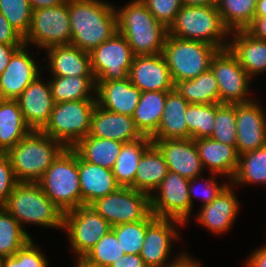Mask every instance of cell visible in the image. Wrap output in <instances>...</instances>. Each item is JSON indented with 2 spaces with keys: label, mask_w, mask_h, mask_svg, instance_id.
I'll return each instance as SVG.
<instances>
[{
  "label": "cell",
  "mask_w": 266,
  "mask_h": 267,
  "mask_svg": "<svg viewBox=\"0 0 266 267\" xmlns=\"http://www.w3.org/2000/svg\"><path fill=\"white\" fill-rule=\"evenodd\" d=\"M79 181L82 205H91L120 188L113 171L83 160L78 155Z\"/></svg>",
  "instance_id": "obj_27"
},
{
  "label": "cell",
  "mask_w": 266,
  "mask_h": 267,
  "mask_svg": "<svg viewBox=\"0 0 266 267\" xmlns=\"http://www.w3.org/2000/svg\"><path fill=\"white\" fill-rule=\"evenodd\" d=\"M200 160L209 174L227 177L231 182L239 165V154L236 146L224 144L209 138L194 139Z\"/></svg>",
  "instance_id": "obj_23"
},
{
  "label": "cell",
  "mask_w": 266,
  "mask_h": 267,
  "mask_svg": "<svg viewBox=\"0 0 266 267\" xmlns=\"http://www.w3.org/2000/svg\"><path fill=\"white\" fill-rule=\"evenodd\" d=\"M218 12L231 31L245 30L255 17L257 0H217Z\"/></svg>",
  "instance_id": "obj_37"
},
{
  "label": "cell",
  "mask_w": 266,
  "mask_h": 267,
  "mask_svg": "<svg viewBox=\"0 0 266 267\" xmlns=\"http://www.w3.org/2000/svg\"><path fill=\"white\" fill-rule=\"evenodd\" d=\"M123 143L87 135L72 149L85 161L110 169L114 168Z\"/></svg>",
  "instance_id": "obj_34"
},
{
  "label": "cell",
  "mask_w": 266,
  "mask_h": 267,
  "mask_svg": "<svg viewBox=\"0 0 266 267\" xmlns=\"http://www.w3.org/2000/svg\"><path fill=\"white\" fill-rule=\"evenodd\" d=\"M23 39L25 45H35L43 50L71 44L68 0L55 7L33 10L30 27Z\"/></svg>",
  "instance_id": "obj_9"
},
{
  "label": "cell",
  "mask_w": 266,
  "mask_h": 267,
  "mask_svg": "<svg viewBox=\"0 0 266 267\" xmlns=\"http://www.w3.org/2000/svg\"><path fill=\"white\" fill-rule=\"evenodd\" d=\"M0 44L23 46V36L8 22L0 12Z\"/></svg>",
  "instance_id": "obj_48"
},
{
  "label": "cell",
  "mask_w": 266,
  "mask_h": 267,
  "mask_svg": "<svg viewBox=\"0 0 266 267\" xmlns=\"http://www.w3.org/2000/svg\"><path fill=\"white\" fill-rule=\"evenodd\" d=\"M96 103L102 109L132 117L141 91L129 77L123 80L95 82Z\"/></svg>",
  "instance_id": "obj_22"
},
{
  "label": "cell",
  "mask_w": 266,
  "mask_h": 267,
  "mask_svg": "<svg viewBox=\"0 0 266 267\" xmlns=\"http://www.w3.org/2000/svg\"><path fill=\"white\" fill-rule=\"evenodd\" d=\"M168 35L201 41L223 50L228 47L230 30L224 25L217 5H183L168 28Z\"/></svg>",
  "instance_id": "obj_5"
},
{
  "label": "cell",
  "mask_w": 266,
  "mask_h": 267,
  "mask_svg": "<svg viewBox=\"0 0 266 267\" xmlns=\"http://www.w3.org/2000/svg\"><path fill=\"white\" fill-rule=\"evenodd\" d=\"M18 181L7 153L0 156V207H4Z\"/></svg>",
  "instance_id": "obj_47"
},
{
  "label": "cell",
  "mask_w": 266,
  "mask_h": 267,
  "mask_svg": "<svg viewBox=\"0 0 266 267\" xmlns=\"http://www.w3.org/2000/svg\"><path fill=\"white\" fill-rule=\"evenodd\" d=\"M5 152L0 147V156L3 155Z\"/></svg>",
  "instance_id": "obj_59"
},
{
  "label": "cell",
  "mask_w": 266,
  "mask_h": 267,
  "mask_svg": "<svg viewBox=\"0 0 266 267\" xmlns=\"http://www.w3.org/2000/svg\"><path fill=\"white\" fill-rule=\"evenodd\" d=\"M32 10L55 7L66 0H28Z\"/></svg>",
  "instance_id": "obj_54"
},
{
  "label": "cell",
  "mask_w": 266,
  "mask_h": 267,
  "mask_svg": "<svg viewBox=\"0 0 266 267\" xmlns=\"http://www.w3.org/2000/svg\"><path fill=\"white\" fill-rule=\"evenodd\" d=\"M128 77L141 92L174 89L163 54L134 56Z\"/></svg>",
  "instance_id": "obj_20"
},
{
  "label": "cell",
  "mask_w": 266,
  "mask_h": 267,
  "mask_svg": "<svg viewBox=\"0 0 266 267\" xmlns=\"http://www.w3.org/2000/svg\"><path fill=\"white\" fill-rule=\"evenodd\" d=\"M189 103L175 90L168 92L157 131L151 139H188L186 110Z\"/></svg>",
  "instance_id": "obj_28"
},
{
  "label": "cell",
  "mask_w": 266,
  "mask_h": 267,
  "mask_svg": "<svg viewBox=\"0 0 266 267\" xmlns=\"http://www.w3.org/2000/svg\"><path fill=\"white\" fill-rule=\"evenodd\" d=\"M189 180L168 171L160 186L151 194V213L156 218L176 219L186 225L191 218Z\"/></svg>",
  "instance_id": "obj_14"
},
{
  "label": "cell",
  "mask_w": 266,
  "mask_h": 267,
  "mask_svg": "<svg viewBox=\"0 0 266 267\" xmlns=\"http://www.w3.org/2000/svg\"><path fill=\"white\" fill-rule=\"evenodd\" d=\"M30 237L21 225L4 208L0 207V256H13L23 248Z\"/></svg>",
  "instance_id": "obj_38"
},
{
  "label": "cell",
  "mask_w": 266,
  "mask_h": 267,
  "mask_svg": "<svg viewBox=\"0 0 266 267\" xmlns=\"http://www.w3.org/2000/svg\"><path fill=\"white\" fill-rule=\"evenodd\" d=\"M218 175L216 174H211V176H208L206 179L205 177L202 176H199V177H196V178H193L191 180H189V197H190V203H191V211L193 209V201H194V198L195 196H198L200 195V193L198 192V189L196 187V185H198L197 183H200L198 182L199 180L201 181H205V182H202V186L199 188L201 190V195L202 197H200L203 201L202 205H206V204H210L212 201H214L216 199V197L220 194V192H222V190L230 183V182H223V184H218L216 181V177ZM200 178H203V179H200ZM204 185V187H203ZM199 186V185H198ZM198 193V194H197ZM203 193V194H202ZM194 196V197H193Z\"/></svg>",
  "instance_id": "obj_45"
},
{
  "label": "cell",
  "mask_w": 266,
  "mask_h": 267,
  "mask_svg": "<svg viewBox=\"0 0 266 267\" xmlns=\"http://www.w3.org/2000/svg\"><path fill=\"white\" fill-rule=\"evenodd\" d=\"M218 49L201 41L184 40L167 35L162 54L173 83L196 78L210 68Z\"/></svg>",
  "instance_id": "obj_8"
},
{
  "label": "cell",
  "mask_w": 266,
  "mask_h": 267,
  "mask_svg": "<svg viewBox=\"0 0 266 267\" xmlns=\"http://www.w3.org/2000/svg\"><path fill=\"white\" fill-rule=\"evenodd\" d=\"M233 184L230 182L214 201L200 206V211L195 217L198 223L212 234H224L228 232L240 213V202L235 194Z\"/></svg>",
  "instance_id": "obj_21"
},
{
  "label": "cell",
  "mask_w": 266,
  "mask_h": 267,
  "mask_svg": "<svg viewBox=\"0 0 266 267\" xmlns=\"http://www.w3.org/2000/svg\"><path fill=\"white\" fill-rule=\"evenodd\" d=\"M38 75L32 83L16 99L27 125L36 131H41L48 123L55 102L52 98L49 81Z\"/></svg>",
  "instance_id": "obj_19"
},
{
  "label": "cell",
  "mask_w": 266,
  "mask_h": 267,
  "mask_svg": "<svg viewBox=\"0 0 266 267\" xmlns=\"http://www.w3.org/2000/svg\"><path fill=\"white\" fill-rule=\"evenodd\" d=\"M149 12L167 29L183 6L182 0H141Z\"/></svg>",
  "instance_id": "obj_46"
},
{
  "label": "cell",
  "mask_w": 266,
  "mask_h": 267,
  "mask_svg": "<svg viewBox=\"0 0 266 267\" xmlns=\"http://www.w3.org/2000/svg\"><path fill=\"white\" fill-rule=\"evenodd\" d=\"M51 77L48 80L55 104L65 101L96 99L94 76Z\"/></svg>",
  "instance_id": "obj_35"
},
{
  "label": "cell",
  "mask_w": 266,
  "mask_h": 267,
  "mask_svg": "<svg viewBox=\"0 0 266 267\" xmlns=\"http://www.w3.org/2000/svg\"><path fill=\"white\" fill-rule=\"evenodd\" d=\"M166 161L168 171L191 180L202 176L204 167L194 139H151Z\"/></svg>",
  "instance_id": "obj_18"
},
{
  "label": "cell",
  "mask_w": 266,
  "mask_h": 267,
  "mask_svg": "<svg viewBox=\"0 0 266 267\" xmlns=\"http://www.w3.org/2000/svg\"><path fill=\"white\" fill-rule=\"evenodd\" d=\"M0 12L23 37L27 34L33 12L28 0H0Z\"/></svg>",
  "instance_id": "obj_43"
},
{
  "label": "cell",
  "mask_w": 266,
  "mask_h": 267,
  "mask_svg": "<svg viewBox=\"0 0 266 267\" xmlns=\"http://www.w3.org/2000/svg\"><path fill=\"white\" fill-rule=\"evenodd\" d=\"M65 149L56 139L32 130L7 154L18 182H38Z\"/></svg>",
  "instance_id": "obj_4"
},
{
  "label": "cell",
  "mask_w": 266,
  "mask_h": 267,
  "mask_svg": "<svg viewBox=\"0 0 266 267\" xmlns=\"http://www.w3.org/2000/svg\"><path fill=\"white\" fill-rule=\"evenodd\" d=\"M255 17H266V0H257Z\"/></svg>",
  "instance_id": "obj_56"
},
{
  "label": "cell",
  "mask_w": 266,
  "mask_h": 267,
  "mask_svg": "<svg viewBox=\"0 0 266 267\" xmlns=\"http://www.w3.org/2000/svg\"><path fill=\"white\" fill-rule=\"evenodd\" d=\"M231 183L233 186L253 183L266 186V146L239 155L238 169Z\"/></svg>",
  "instance_id": "obj_36"
},
{
  "label": "cell",
  "mask_w": 266,
  "mask_h": 267,
  "mask_svg": "<svg viewBox=\"0 0 266 267\" xmlns=\"http://www.w3.org/2000/svg\"><path fill=\"white\" fill-rule=\"evenodd\" d=\"M32 129L24 120L16 99H0V147L7 153Z\"/></svg>",
  "instance_id": "obj_30"
},
{
  "label": "cell",
  "mask_w": 266,
  "mask_h": 267,
  "mask_svg": "<svg viewBox=\"0 0 266 267\" xmlns=\"http://www.w3.org/2000/svg\"><path fill=\"white\" fill-rule=\"evenodd\" d=\"M76 267H99L92 264H89L86 260L83 258H76Z\"/></svg>",
  "instance_id": "obj_57"
},
{
  "label": "cell",
  "mask_w": 266,
  "mask_h": 267,
  "mask_svg": "<svg viewBox=\"0 0 266 267\" xmlns=\"http://www.w3.org/2000/svg\"><path fill=\"white\" fill-rule=\"evenodd\" d=\"M245 30L256 39L266 40V17H254Z\"/></svg>",
  "instance_id": "obj_50"
},
{
  "label": "cell",
  "mask_w": 266,
  "mask_h": 267,
  "mask_svg": "<svg viewBox=\"0 0 266 267\" xmlns=\"http://www.w3.org/2000/svg\"><path fill=\"white\" fill-rule=\"evenodd\" d=\"M174 89L189 104L220 103L218 83L210 68L196 78L176 82Z\"/></svg>",
  "instance_id": "obj_33"
},
{
  "label": "cell",
  "mask_w": 266,
  "mask_h": 267,
  "mask_svg": "<svg viewBox=\"0 0 266 267\" xmlns=\"http://www.w3.org/2000/svg\"><path fill=\"white\" fill-rule=\"evenodd\" d=\"M169 91L141 92L132 118L142 135L151 137L158 129Z\"/></svg>",
  "instance_id": "obj_32"
},
{
  "label": "cell",
  "mask_w": 266,
  "mask_h": 267,
  "mask_svg": "<svg viewBox=\"0 0 266 267\" xmlns=\"http://www.w3.org/2000/svg\"><path fill=\"white\" fill-rule=\"evenodd\" d=\"M90 206L112 227L144 220L151 213L150 195L125 187L97 199Z\"/></svg>",
  "instance_id": "obj_11"
},
{
  "label": "cell",
  "mask_w": 266,
  "mask_h": 267,
  "mask_svg": "<svg viewBox=\"0 0 266 267\" xmlns=\"http://www.w3.org/2000/svg\"><path fill=\"white\" fill-rule=\"evenodd\" d=\"M236 104H215V124L211 139L236 146Z\"/></svg>",
  "instance_id": "obj_41"
},
{
  "label": "cell",
  "mask_w": 266,
  "mask_h": 267,
  "mask_svg": "<svg viewBox=\"0 0 266 267\" xmlns=\"http://www.w3.org/2000/svg\"><path fill=\"white\" fill-rule=\"evenodd\" d=\"M22 46L0 44V75L9 64L12 55Z\"/></svg>",
  "instance_id": "obj_52"
},
{
  "label": "cell",
  "mask_w": 266,
  "mask_h": 267,
  "mask_svg": "<svg viewBox=\"0 0 266 267\" xmlns=\"http://www.w3.org/2000/svg\"><path fill=\"white\" fill-rule=\"evenodd\" d=\"M123 255L125 252L117 241L114 231L111 230L97 242L83 259L95 266L109 267Z\"/></svg>",
  "instance_id": "obj_42"
},
{
  "label": "cell",
  "mask_w": 266,
  "mask_h": 267,
  "mask_svg": "<svg viewBox=\"0 0 266 267\" xmlns=\"http://www.w3.org/2000/svg\"><path fill=\"white\" fill-rule=\"evenodd\" d=\"M210 69L218 83L220 104H239L253 100L249 97L253 79L228 48L217 51L210 62Z\"/></svg>",
  "instance_id": "obj_12"
},
{
  "label": "cell",
  "mask_w": 266,
  "mask_h": 267,
  "mask_svg": "<svg viewBox=\"0 0 266 267\" xmlns=\"http://www.w3.org/2000/svg\"><path fill=\"white\" fill-rule=\"evenodd\" d=\"M95 82L128 78L134 54L126 38L116 32L111 38L90 53Z\"/></svg>",
  "instance_id": "obj_13"
},
{
  "label": "cell",
  "mask_w": 266,
  "mask_h": 267,
  "mask_svg": "<svg viewBox=\"0 0 266 267\" xmlns=\"http://www.w3.org/2000/svg\"><path fill=\"white\" fill-rule=\"evenodd\" d=\"M263 109L255 99L236 104V150L239 155L266 146V111Z\"/></svg>",
  "instance_id": "obj_16"
},
{
  "label": "cell",
  "mask_w": 266,
  "mask_h": 267,
  "mask_svg": "<svg viewBox=\"0 0 266 267\" xmlns=\"http://www.w3.org/2000/svg\"><path fill=\"white\" fill-rule=\"evenodd\" d=\"M35 244L32 238L13 256L6 257L3 267H48L50 265L48 259L41 248Z\"/></svg>",
  "instance_id": "obj_44"
},
{
  "label": "cell",
  "mask_w": 266,
  "mask_h": 267,
  "mask_svg": "<svg viewBox=\"0 0 266 267\" xmlns=\"http://www.w3.org/2000/svg\"><path fill=\"white\" fill-rule=\"evenodd\" d=\"M186 6H215L217 0H182Z\"/></svg>",
  "instance_id": "obj_55"
},
{
  "label": "cell",
  "mask_w": 266,
  "mask_h": 267,
  "mask_svg": "<svg viewBox=\"0 0 266 267\" xmlns=\"http://www.w3.org/2000/svg\"><path fill=\"white\" fill-rule=\"evenodd\" d=\"M168 173V167L159 149L152 144L143 154L137 166L134 190L151 196Z\"/></svg>",
  "instance_id": "obj_31"
},
{
  "label": "cell",
  "mask_w": 266,
  "mask_h": 267,
  "mask_svg": "<svg viewBox=\"0 0 266 267\" xmlns=\"http://www.w3.org/2000/svg\"><path fill=\"white\" fill-rule=\"evenodd\" d=\"M170 267H202L198 260L194 259L192 256L186 254V252L175 261Z\"/></svg>",
  "instance_id": "obj_53"
},
{
  "label": "cell",
  "mask_w": 266,
  "mask_h": 267,
  "mask_svg": "<svg viewBox=\"0 0 266 267\" xmlns=\"http://www.w3.org/2000/svg\"><path fill=\"white\" fill-rule=\"evenodd\" d=\"M89 136L125 143L141 137L142 134L136 128L132 117L96 105L91 117Z\"/></svg>",
  "instance_id": "obj_25"
},
{
  "label": "cell",
  "mask_w": 266,
  "mask_h": 267,
  "mask_svg": "<svg viewBox=\"0 0 266 267\" xmlns=\"http://www.w3.org/2000/svg\"><path fill=\"white\" fill-rule=\"evenodd\" d=\"M4 208L30 237L24 224L63 230L64 213L43 192L38 182H18Z\"/></svg>",
  "instance_id": "obj_3"
},
{
  "label": "cell",
  "mask_w": 266,
  "mask_h": 267,
  "mask_svg": "<svg viewBox=\"0 0 266 267\" xmlns=\"http://www.w3.org/2000/svg\"><path fill=\"white\" fill-rule=\"evenodd\" d=\"M109 267H147L140 254H125Z\"/></svg>",
  "instance_id": "obj_49"
},
{
  "label": "cell",
  "mask_w": 266,
  "mask_h": 267,
  "mask_svg": "<svg viewBox=\"0 0 266 267\" xmlns=\"http://www.w3.org/2000/svg\"><path fill=\"white\" fill-rule=\"evenodd\" d=\"M96 105V99L56 103L48 123L41 131L66 148H73L89 135L91 117Z\"/></svg>",
  "instance_id": "obj_7"
},
{
  "label": "cell",
  "mask_w": 266,
  "mask_h": 267,
  "mask_svg": "<svg viewBox=\"0 0 266 267\" xmlns=\"http://www.w3.org/2000/svg\"><path fill=\"white\" fill-rule=\"evenodd\" d=\"M115 7L104 0H68L71 45L90 53L118 32Z\"/></svg>",
  "instance_id": "obj_1"
},
{
  "label": "cell",
  "mask_w": 266,
  "mask_h": 267,
  "mask_svg": "<svg viewBox=\"0 0 266 267\" xmlns=\"http://www.w3.org/2000/svg\"><path fill=\"white\" fill-rule=\"evenodd\" d=\"M230 38L227 48L252 79L266 72V40L256 39L246 30L231 31Z\"/></svg>",
  "instance_id": "obj_24"
},
{
  "label": "cell",
  "mask_w": 266,
  "mask_h": 267,
  "mask_svg": "<svg viewBox=\"0 0 266 267\" xmlns=\"http://www.w3.org/2000/svg\"><path fill=\"white\" fill-rule=\"evenodd\" d=\"M46 50L50 76H93L89 53L74 45H57Z\"/></svg>",
  "instance_id": "obj_26"
},
{
  "label": "cell",
  "mask_w": 266,
  "mask_h": 267,
  "mask_svg": "<svg viewBox=\"0 0 266 267\" xmlns=\"http://www.w3.org/2000/svg\"><path fill=\"white\" fill-rule=\"evenodd\" d=\"M245 265L246 267H266V244L252 251Z\"/></svg>",
  "instance_id": "obj_51"
},
{
  "label": "cell",
  "mask_w": 266,
  "mask_h": 267,
  "mask_svg": "<svg viewBox=\"0 0 266 267\" xmlns=\"http://www.w3.org/2000/svg\"><path fill=\"white\" fill-rule=\"evenodd\" d=\"M153 144L150 137H141L123 143L114 168L112 169L116 182L120 187L134 189V179L137 166L144 152Z\"/></svg>",
  "instance_id": "obj_29"
},
{
  "label": "cell",
  "mask_w": 266,
  "mask_h": 267,
  "mask_svg": "<svg viewBox=\"0 0 266 267\" xmlns=\"http://www.w3.org/2000/svg\"><path fill=\"white\" fill-rule=\"evenodd\" d=\"M176 226L181 228L184 224L176 219L156 218L147 227L140 252L147 267H170L185 253L180 251L174 260L170 259L173 242L180 239Z\"/></svg>",
  "instance_id": "obj_15"
},
{
  "label": "cell",
  "mask_w": 266,
  "mask_h": 267,
  "mask_svg": "<svg viewBox=\"0 0 266 267\" xmlns=\"http://www.w3.org/2000/svg\"><path fill=\"white\" fill-rule=\"evenodd\" d=\"M188 138H209L215 124V104H189L185 113Z\"/></svg>",
  "instance_id": "obj_39"
},
{
  "label": "cell",
  "mask_w": 266,
  "mask_h": 267,
  "mask_svg": "<svg viewBox=\"0 0 266 267\" xmlns=\"http://www.w3.org/2000/svg\"><path fill=\"white\" fill-rule=\"evenodd\" d=\"M38 183L63 213L82 206L78 154L72 148L56 158Z\"/></svg>",
  "instance_id": "obj_6"
},
{
  "label": "cell",
  "mask_w": 266,
  "mask_h": 267,
  "mask_svg": "<svg viewBox=\"0 0 266 267\" xmlns=\"http://www.w3.org/2000/svg\"><path fill=\"white\" fill-rule=\"evenodd\" d=\"M64 230L75 257L84 258L97 242L112 230V225L92 206L82 205L64 213Z\"/></svg>",
  "instance_id": "obj_10"
},
{
  "label": "cell",
  "mask_w": 266,
  "mask_h": 267,
  "mask_svg": "<svg viewBox=\"0 0 266 267\" xmlns=\"http://www.w3.org/2000/svg\"><path fill=\"white\" fill-rule=\"evenodd\" d=\"M156 219L150 213L144 220L120 224L112 227L117 241L125 254H140L147 227Z\"/></svg>",
  "instance_id": "obj_40"
},
{
  "label": "cell",
  "mask_w": 266,
  "mask_h": 267,
  "mask_svg": "<svg viewBox=\"0 0 266 267\" xmlns=\"http://www.w3.org/2000/svg\"><path fill=\"white\" fill-rule=\"evenodd\" d=\"M115 7L118 32L131 46L134 56L161 54L168 29L149 12L141 0Z\"/></svg>",
  "instance_id": "obj_2"
},
{
  "label": "cell",
  "mask_w": 266,
  "mask_h": 267,
  "mask_svg": "<svg viewBox=\"0 0 266 267\" xmlns=\"http://www.w3.org/2000/svg\"><path fill=\"white\" fill-rule=\"evenodd\" d=\"M4 261H5V258L0 256V267H3Z\"/></svg>",
  "instance_id": "obj_58"
},
{
  "label": "cell",
  "mask_w": 266,
  "mask_h": 267,
  "mask_svg": "<svg viewBox=\"0 0 266 267\" xmlns=\"http://www.w3.org/2000/svg\"><path fill=\"white\" fill-rule=\"evenodd\" d=\"M32 55L34 53H29L25 44L12 55L8 66L0 75L1 99H17L45 69L37 66Z\"/></svg>",
  "instance_id": "obj_17"
}]
</instances>
